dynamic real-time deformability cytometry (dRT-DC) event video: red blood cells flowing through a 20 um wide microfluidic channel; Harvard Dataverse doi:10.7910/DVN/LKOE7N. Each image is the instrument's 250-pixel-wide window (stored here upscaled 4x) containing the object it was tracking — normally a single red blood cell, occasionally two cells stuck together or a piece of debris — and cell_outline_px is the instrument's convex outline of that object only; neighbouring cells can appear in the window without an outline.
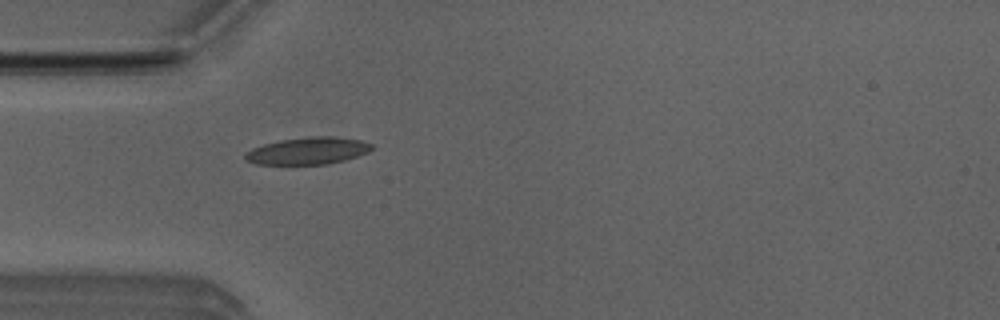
{"species": "Egyptian fruit bat (a non-hibernating species)", "species_latin": "Rousettus aegyptiacus", "temperature_condition": "room temperature", "stored_images_in_passage": 4, "camera_frame_rate_fps": 3000, "um_per_image_px": 0.085, "animal": {"sex": "male"}, "frame": {"image": 1, "passage_image": 4, "time_ms": 1.0, "image_size_px": [1000, 320], "cell_outline_px": [[372, 148], [368, 152], [344, 160], [328, 164], [256, 164], [244, 160], [244, 152], [252, 148], [264, 144], [280, 140], [308, 136], [332, 136], [360, 140], [372, 144]], "centroid_in_image_um": [26.12, 12.82], "position_along_channel_um": 58.9, "area_um2": 20.0}}